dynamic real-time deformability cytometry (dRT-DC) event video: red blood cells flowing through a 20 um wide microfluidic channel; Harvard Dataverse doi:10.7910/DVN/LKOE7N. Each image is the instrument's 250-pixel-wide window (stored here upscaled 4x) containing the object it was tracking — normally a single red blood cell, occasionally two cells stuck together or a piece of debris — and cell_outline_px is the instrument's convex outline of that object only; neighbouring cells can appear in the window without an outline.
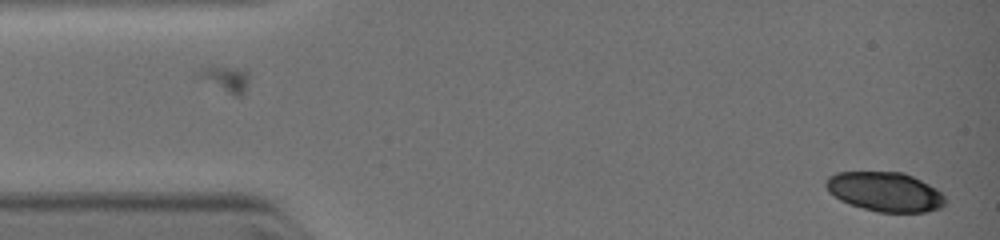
{"species": "common noctule bat (a hibernating species)", "species_latin": "Nyctalus noctula", "temperature_condition": "warm", "stored_images_in_passage": 2, "camera_frame_rate_fps": 3000, "um_per_image_px": 0.085, "animal": {"sex": "female", "body_mass_g": 19.0, "forearm_length_mm": 51.5}, "frame": {"image": 1, "passage_image": 2, "time_ms": 1.0, "image_size_px": [1000, 240], "cell_outline_px": [[944, 204], [940, 208], [928, 212], [876, 212], [848, 204], [840, 200], [828, 192], [824, 184], [828, 176], [836, 172], [904, 172], [936, 188], [944, 196]], "centroid_in_image_um": [75.18, 16.3], "position_along_channel_um": 9.8, "area_um2": 27.51}}